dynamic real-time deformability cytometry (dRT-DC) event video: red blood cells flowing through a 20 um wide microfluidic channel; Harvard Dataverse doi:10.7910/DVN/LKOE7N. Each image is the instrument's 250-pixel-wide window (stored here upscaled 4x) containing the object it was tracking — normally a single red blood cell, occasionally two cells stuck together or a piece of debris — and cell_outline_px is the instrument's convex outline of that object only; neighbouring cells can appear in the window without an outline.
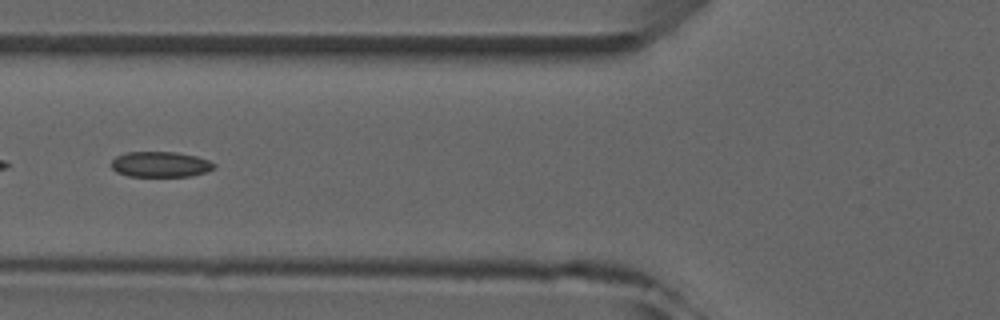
{"species": "common noctule bat (a hibernating species)", "species_latin": "Nyctalus noctula", "temperature_condition": "room temperature", "stored_images_in_passage": 3, "camera_frame_rate_fps": 3000, "um_per_image_px": 0.085, "animal": {"sex": "male", "forearm_length_mm": 52.5}, "frame": {"image": 1, "passage_image": 3, "time_ms": 2.333, "image_size_px": [1000, 320], "cell_outline_px": [[216, 168], [204, 172], [188, 176], [128, 176], [116, 172], [112, 168], [112, 160], [116, 156], [124, 152], [176, 152], [196, 156], [208, 160], [216, 164]], "centroid_in_image_um": [13.62, 13.96], "position_along_channel_um": 112.2, "area_um2": 15.26}}